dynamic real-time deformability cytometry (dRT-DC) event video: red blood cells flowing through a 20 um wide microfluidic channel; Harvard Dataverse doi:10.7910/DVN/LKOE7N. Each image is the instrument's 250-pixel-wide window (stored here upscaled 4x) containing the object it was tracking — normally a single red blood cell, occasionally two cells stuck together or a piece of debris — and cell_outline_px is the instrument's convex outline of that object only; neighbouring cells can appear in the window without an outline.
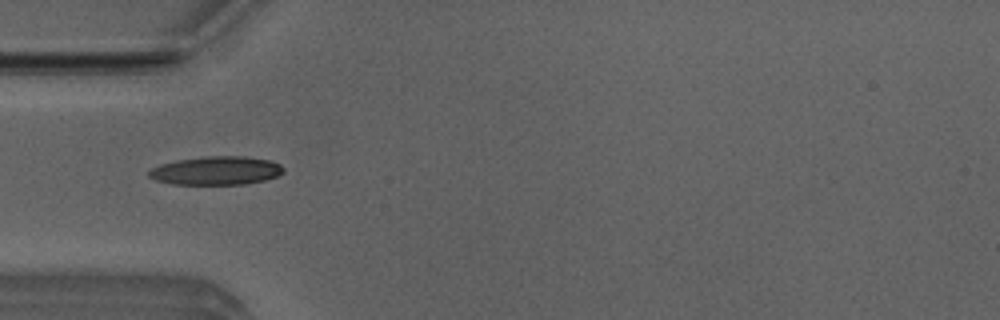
{"species": "Egyptian fruit bat (a non-hibernating species)", "species_latin": "Rousettus aegyptiacus", "temperature_condition": "room temperature", "stored_images_in_passage": 8, "camera_frame_rate_fps": 3000, "um_per_image_px": 0.085, "animal": {"sex": "male"}, "frame": {"image": 1, "passage_image": 5, "time_ms": 1.333, "image_size_px": [1000, 320], "cell_outline_px": [[284, 172], [276, 176], [264, 180], [244, 184], [172, 184], [156, 180], [148, 176], [148, 172], [152, 168], [160, 164], [176, 160], [204, 156], [244, 156], [272, 160], [280, 164], [284, 168]], "centroid_in_image_um": [18.38, 14.49], "position_along_channel_um": 66.6, "area_um2": 22.43}}
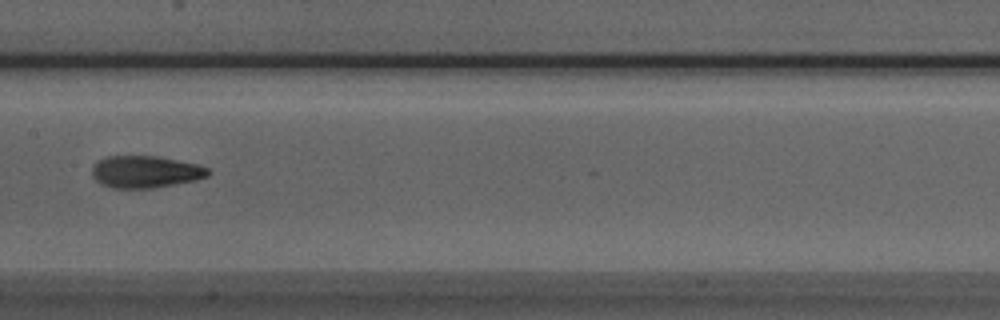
{"frame": {"image": 2, "passage_image": 8, "time_ms": 2.333, "image_size_px": [1000, 320], "cell_outline_px": [[212, 172], [208, 176], [196, 180], [152, 188], [112, 188], [100, 184], [92, 176], [92, 168], [104, 156], [156, 156], [196, 164], [208, 168]], "centroid_in_image_um": [12.36, 14.61], "position_along_channel_um": 195.0, "area_um2": 21.62}}